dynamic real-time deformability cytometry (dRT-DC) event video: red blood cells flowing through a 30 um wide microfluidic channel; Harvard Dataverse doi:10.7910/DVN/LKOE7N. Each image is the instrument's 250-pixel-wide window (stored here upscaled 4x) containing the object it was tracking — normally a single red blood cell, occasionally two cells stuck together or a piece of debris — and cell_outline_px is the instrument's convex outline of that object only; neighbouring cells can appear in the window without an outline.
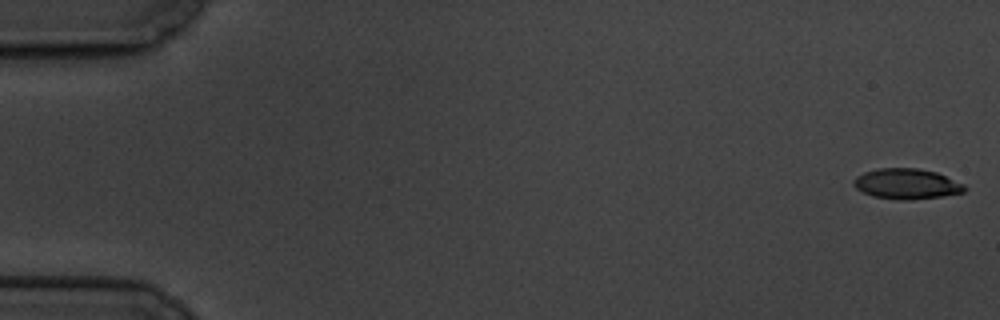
{"species": "common noctule bat (a hibernating species)", "species_latin": "Nyctalus noctula", "temperature_condition": "cold", "stored_images_in_passage": 5, "camera_frame_rate_fps": 3000, "um_per_image_px": 0.085, "animal": {"sex": "male", "body_mass_g": 19.5, "forearm_length_mm": 54.6}, "frame": {"image": 1, "passage_image": 1, "time_ms": 0.0, "image_size_px": [1000, 320], "cell_outline_px": [[968, 188], [964, 192], [944, 196], [912, 200], [900, 200], [872, 196], [856, 188], [852, 184], [852, 180], [856, 176], [864, 172], [880, 168], [916, 168], [936, 172], [964, 184]], "centroid_in_image_um": [77.07, 15.63], "position_along_channel_um": 7.9, "area_um2": 19.77}}
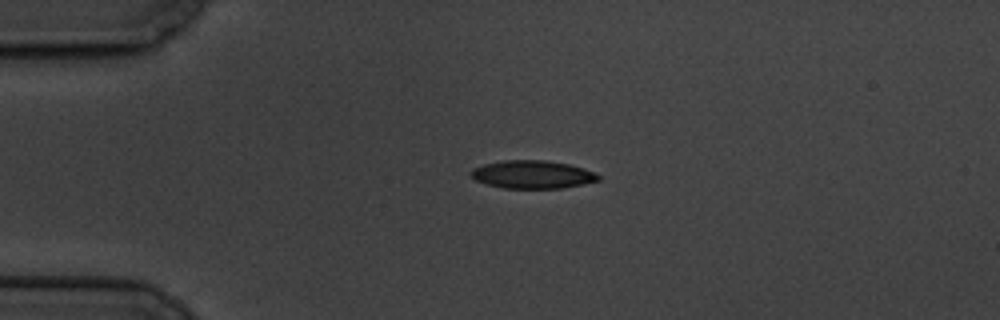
{"frame": {"image": 2, "passage_image": 4, "time_ms": 4.333, "image_size_px": [1000, 320], "cell_outline_px": [[600, 180], [584, 184], [560, 188], [504, 188], [488, 184], [476, 180], [468, 172], [472, 168], [484, 164], [504, 160], [544, 160], [568, 164], [584, 168], [600, 176]], "centroid_in_image_um": [45.25, 14.83], "position_along_channel_um": 39.8, "area_um2": 20.69}}